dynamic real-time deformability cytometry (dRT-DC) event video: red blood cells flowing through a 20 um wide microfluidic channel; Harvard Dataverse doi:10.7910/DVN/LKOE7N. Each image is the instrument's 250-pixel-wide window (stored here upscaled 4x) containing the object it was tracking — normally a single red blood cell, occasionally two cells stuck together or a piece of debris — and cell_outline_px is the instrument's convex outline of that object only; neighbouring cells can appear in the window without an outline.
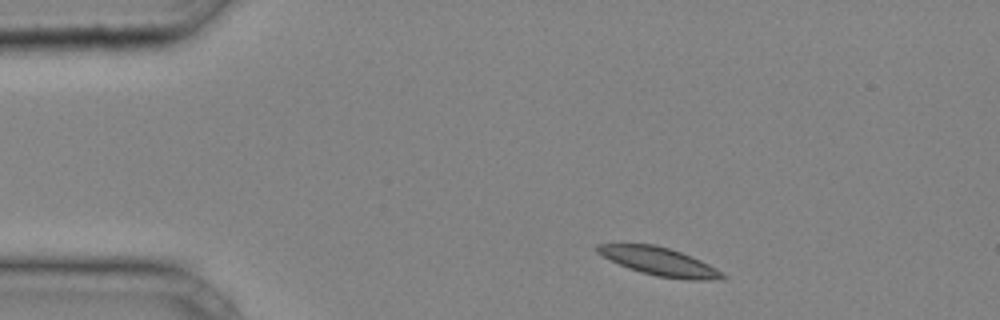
{"species": "common noctule bat (a hibernating species)", "species_latin": "Nyctalus noctula", "temperature_condition": "cold", "stored_images_in_passage": 14, "camera_frame_rate_fps": 3000, "um_per_image_px": 0.085, "animal": {"sex": "male", "body_mass_g": 20.4}, "frame": {"image": 1, "passage_image": 2, "time_ms": 0.333, "image_size_px": [1000, 320], "cell_outline_px": [[728, 276], [704, 280], [692, 280], [656, 276], [640, 272], [628, 268], [596, 252], [596, 244], [656, 244], [680, 252], [700, 260], [716, 268]], "centroid_in_image_um": [56.02, 22.22], "position_along_channel_um": 29.0, "area_um2": 20.11}}
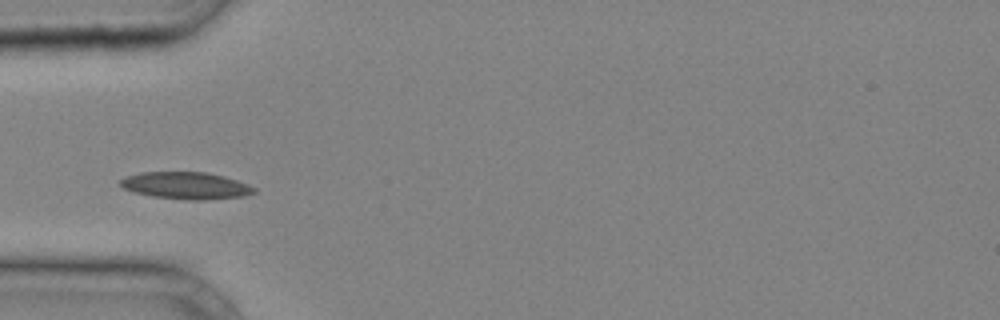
{"frame": {"image": 2, "passage_image": 8, "time_ms": 2.333, "image_size_px": [1000, 320], "cell_outline_px": [[256, 192], [244, 196], [204, 200], [184, 200], [152, 196], [136, 192], [124, 188], [120, 184], [120, 180], [124, 176], [140, 172], [208, 172], [224, 176], [248, 184], [256, 188]], "centroid_in_image_um": [15.82, 15.77], "position_along_channel_um": 69.2, "area_um2": 21.15}}
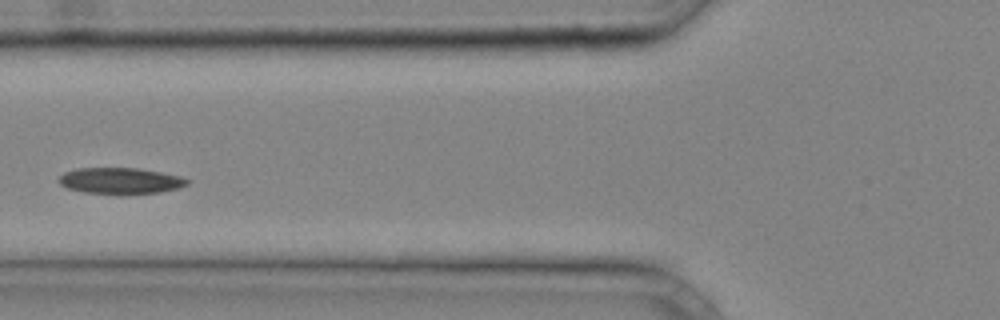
{"frame": {"image": 3, "passage_image": 11, "time_ms": 3.333, "image_size_px": [1000, 320], "cell_outline_px": [[192, 180], [188, 184], [180, 188], [160, 192], [124, 196], [116, 196], [84, 192], [68, 188], [60, 184], [56, 180], [64, 172], [76, 168], [136, 168], [160, 172], [180, 176]], "centroid_in_image_um": [10.24, 15.4], "position_along_channel_um": 115.6, "area_um2": 20.29}}